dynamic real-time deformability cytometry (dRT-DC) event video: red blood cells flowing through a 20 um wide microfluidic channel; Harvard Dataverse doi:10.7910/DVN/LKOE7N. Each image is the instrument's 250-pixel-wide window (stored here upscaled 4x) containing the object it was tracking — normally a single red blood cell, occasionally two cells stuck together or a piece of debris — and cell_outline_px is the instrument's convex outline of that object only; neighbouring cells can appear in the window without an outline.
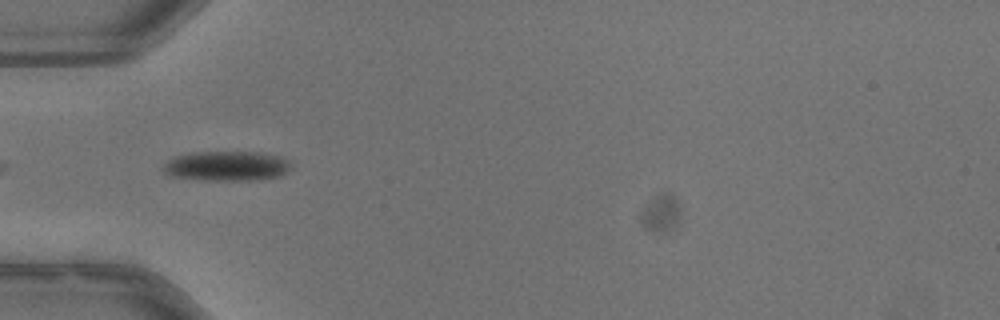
{"species": "common noctule bat (a hibernating species)", "species_latin": "Nyctalus noctula", "temperature_condition": "warm", "stored_images_in_passage": 4, "camera_frame_rate_fps": 3000, "um_per_image_px": 0.085, "animal": {"sex": "male", "body_mass_g": 13.3}, "frame": {"image": 1, "passage_image": 2, "time_ms": 0.333, "image_size_px": [1000, 320], "cell_outline_px": [[292, 168], [280, 176], [248, 180], [204, 180], [172, 176], [164, 172], [164, 164], [168, 160], [176, 156], [192, 152], [260, 152], [280, 156], [288, 160]], "centroid_in_image_um": [19.29, 14.1], "position_along_channel_um": 65.7, "area_um2": 22.08}}